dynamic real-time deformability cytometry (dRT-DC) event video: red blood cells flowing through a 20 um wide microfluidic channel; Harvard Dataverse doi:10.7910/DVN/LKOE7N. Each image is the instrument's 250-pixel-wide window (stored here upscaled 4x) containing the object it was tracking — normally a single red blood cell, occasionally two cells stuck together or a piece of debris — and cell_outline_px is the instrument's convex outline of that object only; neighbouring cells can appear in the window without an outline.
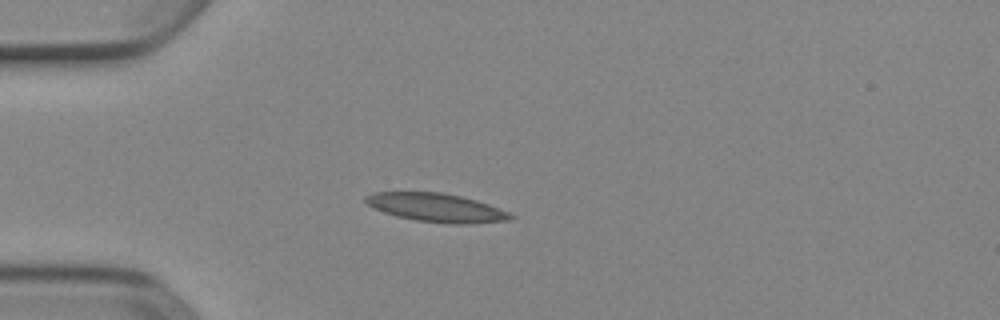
{"species": "Egyptian fruit bat (a non-hibernating species)", "species_latin": "Rousettus aegyptiacus", "temperature_condition": "cold", "stored_images_in_passage": 4, "camera_frame_rate_fps": 3000, "um_per_image_px": 0.085, "animal": {"sex": "female"}, "frame": {"image": 1, "passage_image": 4, "time_ms": 1.0, "image_size_px": [1000, 320], "cell_outline_px": [[516, 216], [512, 220], [472, 224], [452, 224], [416, 220], [396, 216], [384, 212], [368, 204], [364, 200], [364, 196], [372, 192], [440, 192], [460, 196], [476, 200], [488, 204], [508, 212]], "centroid_in_image_um": [37.12, 17.65], "position_along_channel_um": 47.9, "area_um2": 24.1}}